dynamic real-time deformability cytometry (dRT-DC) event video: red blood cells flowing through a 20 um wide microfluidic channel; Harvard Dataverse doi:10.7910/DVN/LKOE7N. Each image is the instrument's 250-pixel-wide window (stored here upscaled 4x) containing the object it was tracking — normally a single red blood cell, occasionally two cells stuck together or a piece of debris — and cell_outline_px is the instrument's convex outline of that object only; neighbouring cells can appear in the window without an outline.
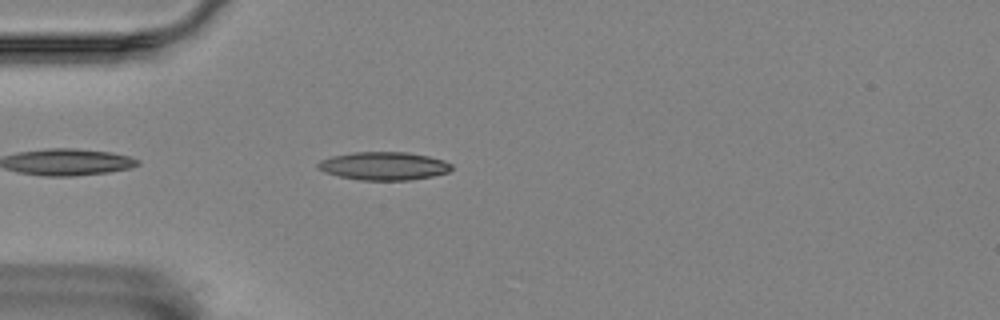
{"species": "Egyptian fruit bat (a non-hibernating species)", "species_latin": "Rousettus aegyptiacus", "temperature_condition": "room temperature", "stored_images_in_passage": 24, "camera_frame_rate_fps": 3000, "um_per_image_px": 0.085, "animal": {"sex": "female"}, "frame": {"image": 1, "passage_image": 5, "time_ms": 1.333, "image_size_px": [1000, 320], "cell_outline_px": [[452, 168], [448, 172], [432, 176], [408, 180], [360, 180], [340, 176], [324, 172], [316, 168], [316, 164], [320, 160], [332, 156], [352, 152], [408, 152], [428, 156], [444, 160], [452, 164]], "centroid_in_image_um": [32.6, 14.1], "position_along_channel_um": 52.4, "area_um2": 21.96}}
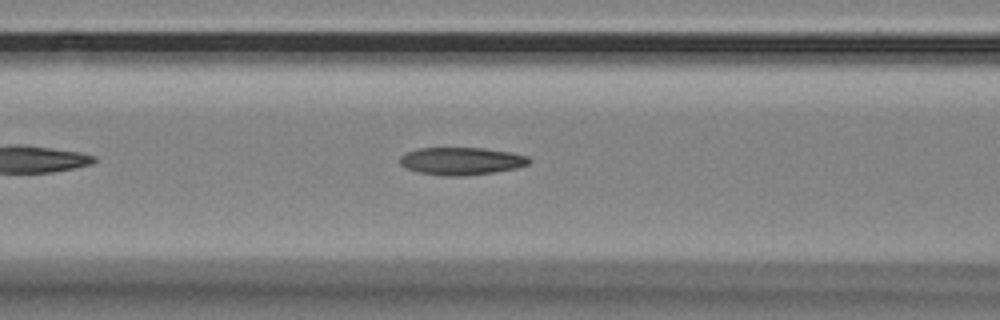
{"frame": {"image": 2, "passage_image": 12, "time_ms": 3.667, "image_size_px": [1000, 320], "cell_outline_px": [[532, 160], [528, 164], [516, 168], [492, 172], [464, 176], [444, 176], [420, 172], [404, 168], [400, 164], [400, 156], [404, 152], [416, 148], [484, 148], [512, 152], [528, 156]], "centroid_in_image_um": [39.19, 13.68], "position_along_channel_um": 127.4, "area_um2": 20.92}}
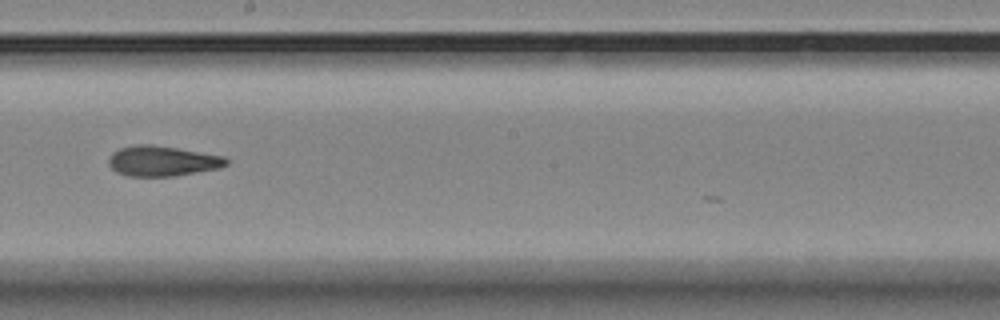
{"frame": {"image": 3, "passage_image": 21, "time_ms": 6.667, "image_size_px": [1000, 320], "cell_outline_px": [[228, 164], [220, 168], [172, 176], [128, 176], [116, 172], [108, 164], [108, 160], [112, 152], [120, 148], [136, 144], [152, 144], [224, 156], [228, 160]], "centroid_in_image_um": [13.77, 13.68], "position_along_channel_um": 234.4, "area_um2": 20.69}}